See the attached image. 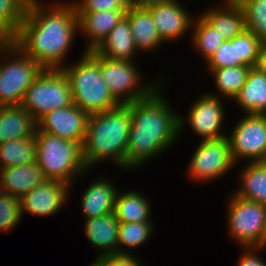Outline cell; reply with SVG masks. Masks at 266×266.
Returning <instances> with one entry per match:
<instances>
[{"label": "cell", "mask_w": 266, "mask_h": 266, "mask_svg": "<svg viewBox=\"0 0 266 266\" xmlns=\"http://www.w3.org/2000/svg\"><path fill=\"white\" fill-rule=\"evenodd\" d=\"M43 2L29 1L25 19L12 43L44 68L61 69L67 64L65 60L79 33L76 7L71 0Z\"/></svg>", "instance_id": "cell-1"}, {"label": "cell", "mask_w": 266, "mask_h": 266, "mask_svg": "<svg viewBox=\"0 0 266 266\" xmlns=\"http://www.w3.org/2000/svg\"><path fill=\"white\" fill-rule=\"evenodd\" d=\"M165 83L166 80L145 99L131 103L127 170L139 169L158 155H163L162 152L175 145L181 136L179 114L162 93Z\"/></svg>", "instance_id": "cell-2"}, {"label": "cell", "mask_w": 266, "mask_h": 266, "mask_svg": "<svg viewBox=\"0 0 266 266\" xmlns=\"http://www.w3.org/2000/svg\"><path fill=\"white\" fill-rule=\"evenodd\" d=\"M130 128L131 103L89 115L82 144V157L89 171L95 164L108 160L126 169Z\"/></svg>", "instance_id": "cell-3"}, {"label": "cell", "mask_w": 266, "mask_h": 266, "mask_svg": "<svg viewBox=\"0 0 266 266\" xmlns=\"http://www.w3.org/2000/svg\"><path fill=\"white\" fill-rule=\"evenodd\" d=\"M82 52L78 62L61 68L70 82L73 103L89 115L117 107L119 103L102 78L101 65L88 52Z\"/></svg>", "instance_id": "cell-4"}, {"label": "cell", "mask_w": 266, "mask_h": 266, "mask_svg": "<svg viewBox=\"0 0 266 266\" xmlns=\"http://www.w3.org/2000/svg\"><path fill=\"white\" fill-rule=\"evenodd\" d=\"M35 140L36 163L45 180L62 181L72 185L76 184V178L77 181L88 172L79 143L44 132H36Z\"/></svg>", "instance_id": "cell-5"}, {"label": "cell", "mask_w": 266, "mask_h": 266, "mask_svg": "<svg viewBox=\"0 0 266 266\" xmlns=\"http://www.w3.org/2000/svg\"><path fill=\"white\" fill-rule=\"evenodd\" d=\"M0 106L21 105L27 89L45 69L14 43H0Z\"/></svg>", "instance_id": "cell-6"}, {"label": "cell", "mask_w": 266, "mask_h": 266, "mask_svg": "<svg viewBox=\"0 0 266 266\" xmlns=\"http://www.w3.org/2000/svg\"><path fill=\"white\" fill-rule=\"evenodd\" d=\"M88 53L101 65L102 78L110 94L119 104H130L145 99L165 80L158 74V78L145 83L135 61L109 59L94 50Z\"/></svg>", "instance_id": "cell-7"}, {"label": "cell", "mask_w": 266, "mask_h": 266, "mask_svg": "<svg viewBox=\"0 0 266 266\" xmlns=\"http://www.w3.org/2000/svg\"><path fill=\"white\" fill-rule=\"evenodd\" d=\"M73 104L70 82L62 69L45 68L27 89L21 106L38 121L55 109Z\"/></svg>", "instance_id": "cell-8"}, {"label": "cell", "mask_w": 266, "mask_h": 266, "mask_svg": "<svg viewBox=\"0 0 266 266\" xmlns=\"http://www.w3.org/2000/svg\"><path fill=\"white\" fill-rule=\"evenodd\" d=\"M227 200V231L241 247H263L266 205L239 198L231 193Z\"/></svg>", "instance_id": "cell-9"}, {"label": "cell", "mask_w": 266, "mask_h": 266, "mask_svg": "<svg viewBox=\"0 0 266 266\" xmlns=\"http://www.w3.org/2000/svg\"><path fill=\"white\" fill-rule=\"evenodd\" d=\"M198 143L187 165L186 172L191 180L197 183L214 182L234 168L236 163L233 160L227 136Z\"/></svg>", "instance_id": "cell-10"}, {"label": "cell", "mask_w": 266, "mask_h": 266, "mask_svg": "<svg viewBox=\"0 0 266 266\" xmlns=\"http://www.w3.org/2000/svg\"><path fill=\"white\" fill-rule=\"evenodd\" d=\"M234 162L266 161V115L244 114L227 134Z\"/></svg>", "instance_id": "cell-11"}, {"label": "cell", "mask_w": 266, "mask_h": 266, "mask_svg": "<svg viewBox=\"0 0 266 266\" xmlns=\"http://www.w3.org/2000/svg\"><path fill=\"white\" fill-rule=\"evenodd\" d=\"M224 100L208 93L193 100L187 115L179 113V133L182 134L185 126L189 125L195 135L201 138L200 141L226 137L227 134L222 130L226 115Z\"/></svg>", "instance_id": "cell-12"}, {"label": "cell", "mask_w": 266, "mask_h": 266, "mask_svg": "<svg viewBox=\"0 0 266 266\" xmlns=\"http://www.w3.org/2000/svg\"><path fill=\"white\" fill-rule=\"evenodd\" d=\"M72 186L62 181L44 180L20 198L22 218L25 212L39 217L58 214L68 203Z\"/></svg>", "instance_id": "cell-13"}, {"label": "cell", "mask_w": 266, "mask_h": 266, "mask_svg": "<svg viewBox=\"0 0 266 266\" xmlns=\"http://www.w3.org/2000/svg\"><path fill=\"white\" fill-rule=\"evenodd\" d=\"M89 114L74 103L68 107L52 110L37 121V131L83 144Z\"/></svg>", "instance_id": "cell-14"}, {"label": "cell", "mask_w": 266, "mask_h": 266, "mask_svg": "<svg viewBox=\"0 0 266 266\" xmlns=\"http://www.w3.org/2000/svg\"><path fill=\"white\" fill-rule=\"evenodd\" d=\"M180 3L179 0H170L147 8L163 42L179 41L181 37L191 32L195 15L189 13L185 5Z\"/></svg>", "instance_id": "cell-15"}, {"label": "cell", "mask_w": 266, "mask_h": 266, "mask_svg": "<svg viewBox=\"0 0 266 266\" xmlns=\"http://www.w3.org/2000/svg\"><path fill=\"white\" fill-rule=\"evenodd\" d=\"M105 177H97L81 194V209L83 219L88 220L95 217L114 213V205L119 187L117 188L113 180Z\"/></svg>", "instance_id": "cell-16"}, {"label": "cell", "mask_w": 266, "mask_h": 266, "mask_svg": "<svg viewBox=\"0 0 266 266\" xmlns=\"http://www.w3.org/2000/svg\"><path fill=\"white\" fill-rule=\"evenodd\" d=\"M127 10L77 13L79 33L87 39L84 52L95 50L110 31L125 17Z\"/></svg>", "instance_id": "cell-17"}, {"label": "cell", "mask_w": 266, "mask_h": 266, "mask_svg": "<svg viewBox=\"0 0 266 266\" xmlns=\"http://www.w3.org/2000/svg\"><path fill=\"white\" fill-rule=\"evenodd\" d=\"M219 4L200 14L225 40H232L246 29L243 9L236 0H223Z\"/></svg>", "instance_id": "cell-18"}, {"label": "cell", "mask_w": 266, "mask_h": 266, "mask_svg": "<svg viewBox=\"0 0 266 266\" xmlns=\"http://www.w3.org/2000/svg\"><path fill=\"white\" fill-rule=\"evenodd\" d=\"M118 225L114 213L85 220L84 235L99 252L96 258L117 254Z\"/></svg>", "instance_id": "cell-19"}, {"label": "cell", "mask_w": 266, "mask_h": 266, "mask_svg": "<svg viewBox=\"0 0 266 266\" xmlns=\"http://www.w3.org/2000/svg\"><path fill=\"white\" fill-rule=\"evenodd\" d=\"M125 18L129 21L134 43L139 52L144 51L147 54L162 47L164 42L147 8L129 6Z\"/></svg>", "instance_id": "cell-20"}, {"label": "cell", "mask_w": 266, "mask_h": 266, "mask_svg": "<svg viewBox=\"0 0 266 266\" xmlns=\"http://www.w3.org/2000/svg\"><path fill=\"white\" fill-rule=\"evenodd\" d=\"M37 121L21 105L0 106V144L35 137Z\"/></svg>", "instance_id": "cell-21"}, {"label": "cell", "mask_w": 266, "mask_h": 266, "mask_svg": "<svg viewBox=\"0 0 266 266\" xmlns=\"http://www.w3.org/2000/svg\"><path fill=\"white\" fill-rule=\"evenodd\" d=\"M94 51L113 60L135 61L139 52L134 43L129 21L124 17Z\"/></svg>", "instance_id": "cell-22"}, {"label": "cell", "mask_w": 266, "mask_h": 266, "mask_svg": "<svg viewBox=\"0 0 266 266\" xmlns=\"http://www.w3.org/2000/svg\"><path fill=\"white\" fill-rule=\"evenodd\" d=\"M45 180L36 162L0 169V191L21 198Z\"/></svg>", "instance_id": "cell-23"}, {"label": "cell", "mask_w": 266, "mask_h": 266, "mask_svg": "<svg viewBox=\"0 0 266 266\" xmlns=\"http://www.w3.org/2000/svg\"><path fill=\"white\" fill-rule=\"evenodd\" d=\"M233 102L244 111L242 114L266 115V74L251 67L245 85Z\"/></svg>", "instance_id": "cell-24"}, {"label": "cell", "mask_w": 266, "mask_h": 266, "mask_svg": "<svg viewBox=\"0 0 266 266\" xmlns=\"http://www.w3.org/2000/svg\"><path fill=\"white\" fill-rule=\"evenodd\" d=\"M241 169L237 178L239 188L233 194L266 205V161L245 163Z\"/></svg>", "instance_id": "cell-25"}, {"label": "cell", "mask_w": 266, "mask_h": 266, "mask_svg": "<svg viewBox=\"0 0 266 266\" xmlns=\"http://www.w3.org/2000/svg\"><path fill=\"white\" fill-rule=\"evenodd\" d=\"M148 200L140 191L119 190L114 205L116 219L119 222H152L153 211Z\"/></svg>", "instance_id": "cell-26"}, {"label": "cell", "mask_w": 266, "mask_h": 266, "mask_svg": "<svg viewBox=\"0 0 266 266\" xmlns=\"http://www.w3.org/2000/svg\"><path fill=\"white\" fill-rule=\"evenodd\" d=\"M249 71L250 67L248 66L222 67L210 70L209 74L213 76L215 91L217 92L207 93L230 102L233 101L245 85Z\"/></svg>", "instance_id": "cell-27"}, {"label": "cell", "mask_w": 266, "mask_h": 266, "mask_svg": "<svg viewBox=\"0 0 266 266\" xmlns=\"http://www.w3.org/2000/svg\"><path fill=\"white\" fill-rule=\"evenodd\" d=\"M191 43L194 50L199 53L206 62L224 43L225 39L220 35L201 14L195 16L191 26Z\"/></svg>", "instance_id": "cell-28"}, {"label": "cell", "mask_w": 266, "mask_h": 266, "mask_svg": "<svg viewBox=\"0 0 266 266\" xmlns=\"http://www.w3.org/2000/svg\"><path fill=\"white\" fill-rule=\"evenodd\" d=\"M30 0H0V43L13 42Z\"/></svg>", "instance_id": "cell-29"}, {"label": "cell", "mask_w": 266, "mask_h": 266, "mask_svg": "<svg viewBox=\"0 0 266 266\" xmlns=\"http://www.w3.org/2000/svg\"><path fill=\"white\" fill-rule=\"evenodd\" d=\"M36 162L35 137L0 144V169Z\"/></svg>", "instance_id": "cell-30"}, {"label": "cell", "mask_w": 266, "mask_h": 266, "mask_svg": "<svg viewBox=\"0 0 266 266\" xmlns=\"http://www.w3.org/2000/svg\"><path fill=\"white\" fill-rule=\"evenodd\" d=\"M154 228V222H119L117 254H133L132 249L144 245L151 238Z\"/></svg>", "instance_id": "cell-31"}, {"label": "cell", "mask_w": 266, "mask_h": 266, "mask_svg": "<svg viewBox=\"0 0 266 266\" xmlns=\"http://www.w3.org/2000/svg\"><path fill=\"white\" fill-rule=\"evenodd\" d=\"M245 15L246 29L255 33L266 44V0H236Z\"/></svg>", "instance_id": "cell-32"}, {"label": "cell", "mask_w": 266, "mask_h": 266, "mask_svg": "<svg viewBox=\"0 0 266 266\" xmlns=\"http://www.w3.org/2000/svg\"><path fill=\"white\" fill-rule=\"evenodd\" d=\"M20 198L0 191V232H12L21 221Z\"/></svg>", "instance_id": "cell-33"}, {"label": "cell", "mask_w": 266, "mask_h": 266, "mask_svg": "<svg viewBox=\"0 0 266 266\" xmlns=\"http://www.w3.org/2000/svg\"><path fill=\"white\" fill-rule=\"evenodd\" d=\"M262 43L259 37L245 29L237 35V51L240 58V66L255 67Z\"/></svg>", "instance_id": "cell-34"}, {"label": "cell", "mask_w": 266, "mask_h": 266, "mask_svg": "<svg viewBox=\"0 0 266 266\" xmlns=\"http://www.w3.org/2000/svg\"><path fill=\"white\" fill-rule=\"evenodd\" d=\"M208 72L222 67L240 66L237 51V36L232 40H225L217 51L205 62Z\"/></svg>", "instance_id": "cell-35"}, {"label": "cell", "mask_w": 266, "mask_h": 266, "mask_svg": "<svg viewBox=\"0 0 266 266\" xmlns=\"http://www.w3.org/2000/svg\"><path fill=\"white\" fill-rule=\"evenodd\" d=\"M77 13H94L109 10H128L129 0H71Z\"/></svg>", "instance_id": "cell-36"}, {"label": "cell", "mask_w": 266, "mask_h": 266, "mask_svg": "<svg viewBox=\"0 0 266 266\" xmlns=\"http://www.w3.org/2000/svg\"><path fill=\"white\" fill-rule=\"evenodd\" d=\"M95 260L101 266H143L142 260L137 258V255L133 254H112L105 255L99 258H95Z\"/></svg>", "instance_id": "cell-37"}, {"label": "cell", "mask_w": 266, "mask_h": 266, "mask_svg": "<svg viewBox=\"0 0 266 266\" xmlns=\"http://www.w3.org/2000/svg\"><path fill=\"white\" fill-rule=\"evenodd\" d=\"M264 247H241L244 249L241 257H239L236 266H266V261H264L257 253L265 250Z\"/></svg>", "instance_id": "cell-38"}, {"label": "cell", "mask_w": 266, "mask_h": 266, "mask_svg": "<svg viewBox=\"0 0 266 266\" xmlns=\"http://www.w3.org/2000/svg\"><path fill=\"white\" fill-rule=\"evenodd\" d=\"M168 1L170 0H129V6H134L136 8H149Z\"/></svg>", "instance_id": "cell-39"}, {"label": "cell", "mask_w": 266, "mask_h": 266, "mask_svg": "<svg viewBox=\"0 0 266 266\" xmlns=\"http://www.w3.org/2000/svg\"><path fill=\"white\" fill-rule=\"evenodd\" d=\"M255 68L266 74V44L260 49Z\"/></svg>", "instance_id": "cell-40"}, {"label": "cell", "mask_w": 266, "mask_h": 266, "mask_svg": "<svg viewBox=\"0 0 266 266\" xmlns=\"http://www.w3.org/2000/svg\"><path fill=\"white\" fill-rule=\"evenodd\" d=\"M266 247V215H265V223H264V229H263V247Z\"/></svg>", "instance_id": "cell-41"}, {"label": "cell", "mask_w": 266, "mask_h": 266, "mask_svg": "<svg viewBox=\"0 0 266 266\" xmlns=\"http://www.w3.org/2000/svg\"><path fill=\"white\" fill-rule=\"evenodd\" d=\"M89 266H101L96 260L92 261V264Z\"/></svg>", "instance_id": "cell-42"}]
</instances>
